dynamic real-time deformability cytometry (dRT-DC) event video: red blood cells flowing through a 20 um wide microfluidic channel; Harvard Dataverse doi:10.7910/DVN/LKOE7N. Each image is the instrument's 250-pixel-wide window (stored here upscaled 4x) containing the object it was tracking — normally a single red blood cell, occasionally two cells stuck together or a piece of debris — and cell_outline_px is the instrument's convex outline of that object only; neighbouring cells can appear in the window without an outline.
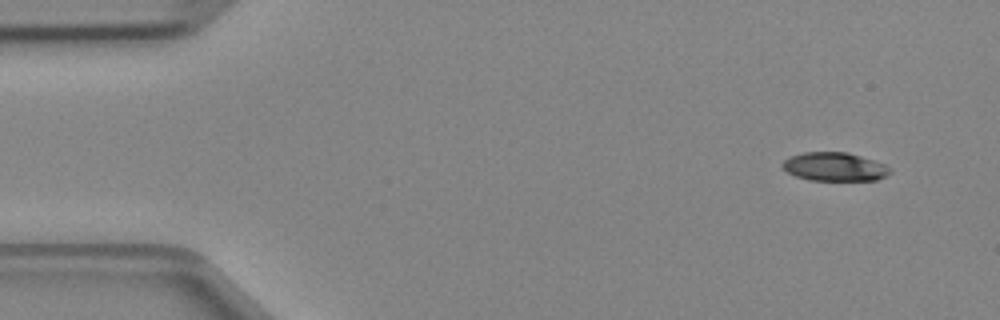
{"species": "Egyptian fruit bat (a non-hibernating species)", "species_latin": "Rousettus aegyptiacus", "temperature_condition": "cold", "stored_images_in_passage": 4, "camera_frame_rate_fps": 3000, "um_per_image_px": 0.085, "animal": {"sex": "female"}, "frame": {"image": 1, "passage_image": 1, "time_ms": 0.0, "image_size_px": [1000, 320], "cell_outline_px": [[892, 172], [888, 176], [876, 180], [808, 180], [796, 176], [788, 172], [780, 164], [788, 156], [804, 152], [848, 152], [884, 164], [892, 168]], "centroid_in_image_um": [70.95, 14.17], "position_along_channel_um": 14.1, "area_um2": 18.03}}
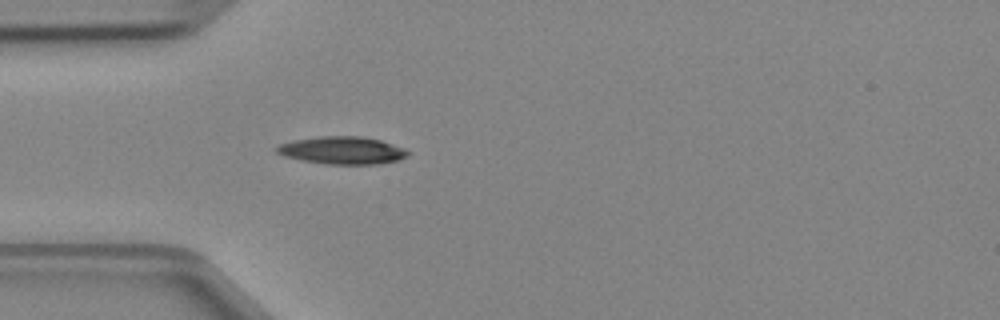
{"frame": {"image": 2, "passage_image": 4, "time_ms": 1.0, "image_size_px": [1000, 320], "cell_outline_px": [[408, 156], [396, 160], [376, 164], [324, 164], [300, 160], [284, 156], [276, 152], [276, 148], [280, 144], [292, 140], [320, 136], [364, 136], [380, 140], [404, 148], [408, 152]], "centroid_in_image_um": [29.06, 12.77], "position_along_channel_um": 55.9, "area_um2": 21.04}}